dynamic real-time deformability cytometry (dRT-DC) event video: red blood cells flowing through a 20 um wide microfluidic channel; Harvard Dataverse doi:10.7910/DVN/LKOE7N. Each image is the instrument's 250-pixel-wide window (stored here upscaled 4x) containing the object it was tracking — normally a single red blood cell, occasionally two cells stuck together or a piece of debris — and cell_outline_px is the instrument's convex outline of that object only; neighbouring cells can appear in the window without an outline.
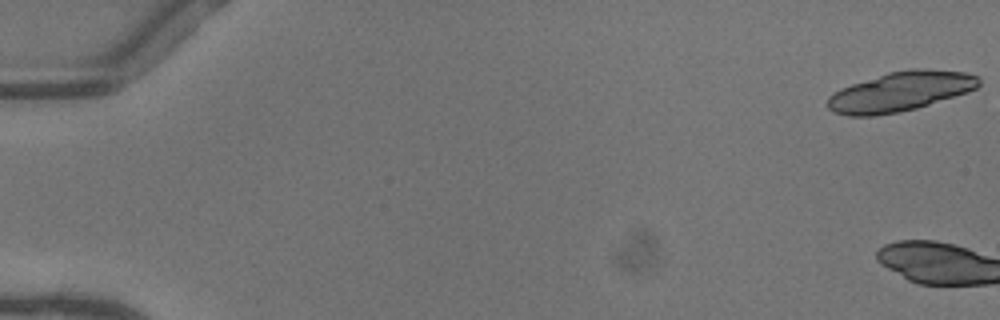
{"species": "common noctule bat (a hibernating species)", "species_latin": "Nyctalus noctula", "temperature_condition": "warm", "stored_images_in_passage": 7, "camera_frame_rate_fps": 3000, "um_per_image_px": 0.085, "animal": {"sex": "female"}, "frame": {"image": 1, "passage_image": 1, "time_ms": 0.0, "image_size_px": [1000, 320], "cell_outline_px": [[980, 84], [976, 88], [968, 92], [916, 108], [900, 112], [876, 116], [848, 116], [832, 112], [828, 108], [828, 96], [832, 92], [840, 88], [888, 72], [908, 68], [924, 68], [964, 72], [980, 76]], "centroid_in_image_um": [76.52, 7.78], "position_along_channel_um": 8.5, "area_um2": 35.14}}